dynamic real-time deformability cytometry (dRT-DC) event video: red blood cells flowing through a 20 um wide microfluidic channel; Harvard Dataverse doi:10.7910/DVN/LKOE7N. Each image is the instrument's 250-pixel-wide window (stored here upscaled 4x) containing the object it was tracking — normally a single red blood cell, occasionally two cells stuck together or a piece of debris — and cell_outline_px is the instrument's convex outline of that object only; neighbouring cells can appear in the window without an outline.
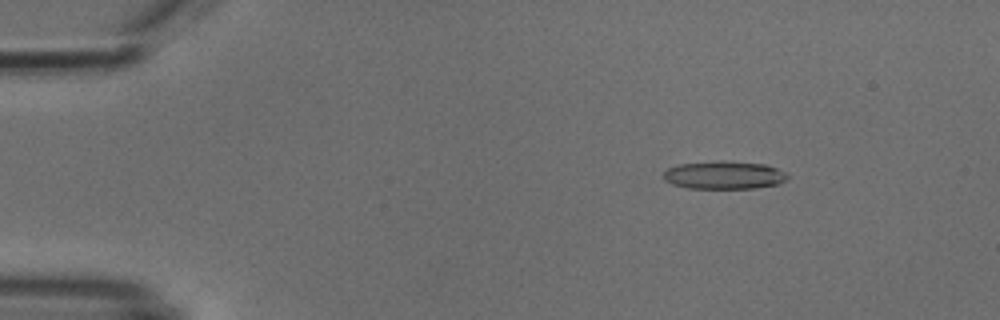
{"species": "common noctule bat (a hibernating species)", "species_latin": "Nyctalus noctula", "temperature_condition": "cold", "stored_images_in_passage": 4, "camera_frame_rate_fps": 3000, "um_per_image_px": 0.085, "animal": {"sex": "male", "body_mass_g": 18.8}, "frame": {"image": 1, "passage_image": 2, "time_ms": 2.0, "image_size_px": [1000, 320], "cell_outline_px": [[788, 180], [780, 184], [756, 188], [688, 188], [672, 184], [664, 180], [664, 172], [668, 168], [680, 164], [720, 160], [724, 160], [768, 164], [788, 172]], "centroid_in_image_um": [61.63, 14.87], "position_along_channel_um": 23.4, "area_um2": 20.63}}